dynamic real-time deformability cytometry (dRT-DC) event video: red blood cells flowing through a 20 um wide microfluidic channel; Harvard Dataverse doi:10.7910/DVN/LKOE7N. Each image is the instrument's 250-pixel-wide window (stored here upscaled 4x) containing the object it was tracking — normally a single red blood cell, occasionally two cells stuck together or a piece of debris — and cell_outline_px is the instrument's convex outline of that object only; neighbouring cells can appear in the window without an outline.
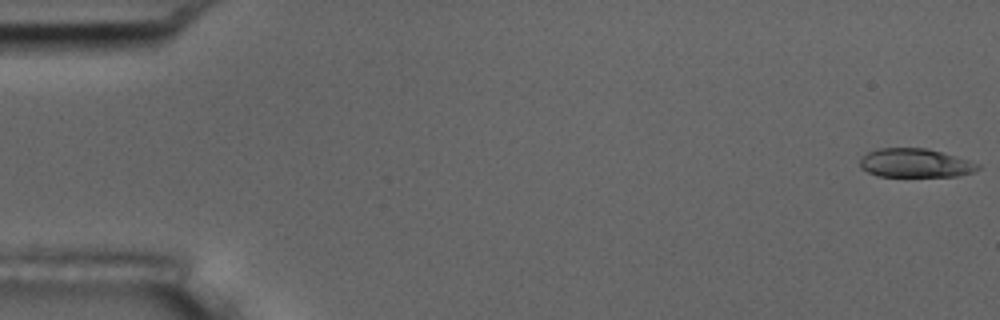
{"species": "common noctule bat (a hibernating species)", "species_latin": "Nyctalus noctula", "temperature_condition": "room temperature", "stored_images_in_passage": 6, "camera_frame_rate_fps": 3000, "um_per_image_px": 0.085, "animal": {"sex": "male", "body_mass_g": 17.5, "forearm_length_mm": 52.3}, "frame": {"image": 1, "passage_image": 1, "time_ms": 0.0, "image_size_px": [1000, 320], "cell_outline_px": [[980, 168], [972, 172], [960, 176], [880, 176], [868, 172], [860, 168], [860, 156], [876, 148], [928, 148], [968, 160], [980, 164]], "centroid_in_image_um": [77.77, 13.85], "position_along_channel_um": 7.2, "area_um2": 19.83}}
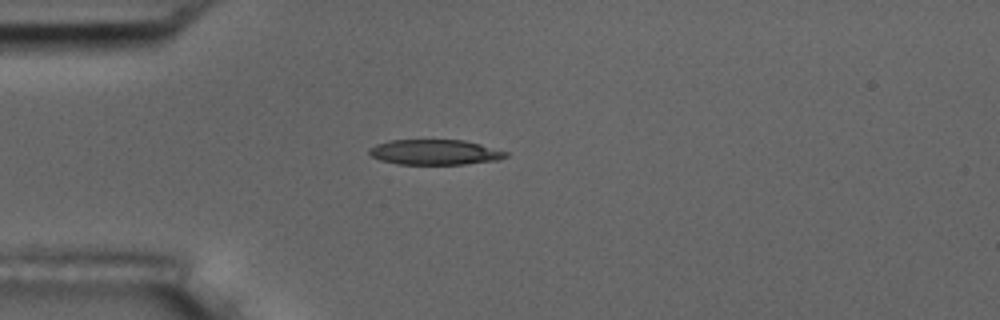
{"frame": {"image": 2, "passage_image": 5, "time_ms": 4.667, "image_size_px": [1000, 320], "cell_outline_px": [[508, 156], [500, 160], [464, 164], [396, 164], [380, 160], [372, 156], [368, 152], [368, 148], [376, 144], [388, 140], [464, 140], [480, 144], [508, 152]], "centroid_in_image_um": [36.95, 12.94], "position_along_channel_um": 48.0, "area_um2": 20.17}}